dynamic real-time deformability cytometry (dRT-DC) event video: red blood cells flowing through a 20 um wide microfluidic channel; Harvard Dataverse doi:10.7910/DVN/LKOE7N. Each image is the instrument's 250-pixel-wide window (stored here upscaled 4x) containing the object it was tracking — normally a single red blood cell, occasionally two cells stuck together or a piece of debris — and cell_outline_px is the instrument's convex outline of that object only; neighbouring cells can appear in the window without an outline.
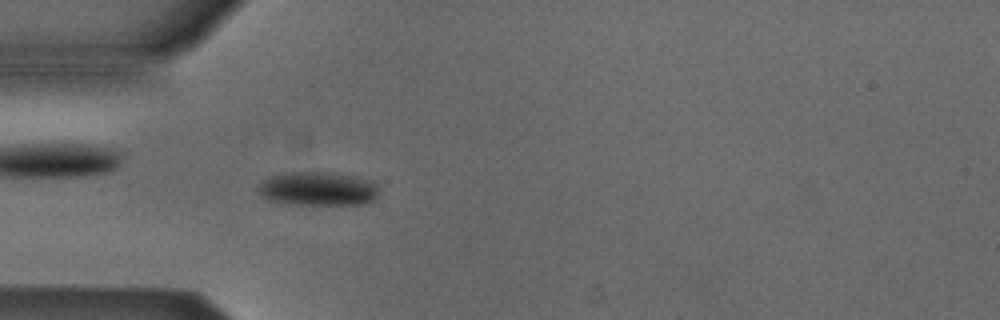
{"species": "Egyptian fruit bat (a non-hibernating species)", "species_latin": "Rousettus aegyptiacus", "temperature_condition": "cold", "stored_images_in_passage": 41, "camera_frame_rate_fps": 3000, "um_per_image_px": 0.085, "animal": {"sex": "male"}, "frame": {"image": 1, "passage_image": 10, "time_ms": 3.0, "image_size_px": [1000, 320], "cell_outline_px": [[380, 188], [376, 196], [372, 200], [364, 204], [288, 204], [268, 200], [260, 196], [260, 184], [268, 176], [284, 172], [336, 172], [356, 176], [368, 180], [376, 184]], "centroid_in_image_um": [27.02, 16.03], "position_along_channel_um": 58.0, "area_um2": 23.99}}
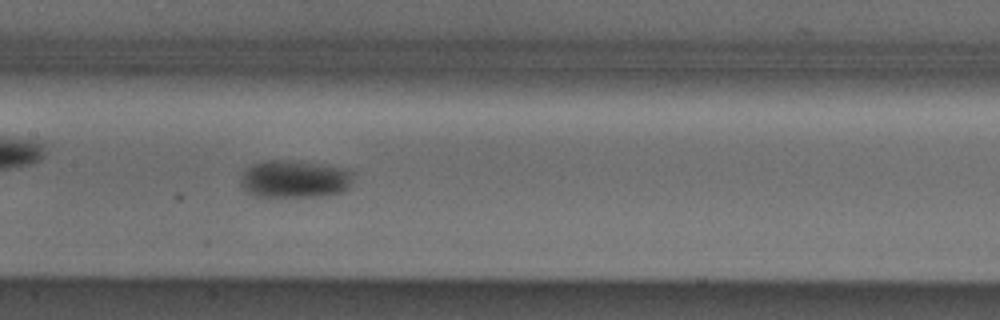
{"frame": {"image": 2, "passage_image": 20, "time_ms": 6.333, "image_size_px": [1000, 320], "cell_outline_px": [[352, 180], [348, 188], [344, 192], [324, 196], [256, 196], [248, 192], [240, 184], [240, 176], [244, 168], [252, 164], [264, 160], [284, 160], [320, 164], [352, 168]], "centroid_in_image_um": [25.05, 15.2], "position_along_channel_um": 182.3, "area_um2": 24.97}, "authors_computed_cell_mechanics": {"area_um2": 22.9466, "velocity_mm_per_s": 3.844, "shape_relaxation_time_tau1_ms": 2.4958, "shape_relaxation_time_tau2_ms": null, "deformation_change_tau1": 0.0681, "deformation_change_tau2": null}}